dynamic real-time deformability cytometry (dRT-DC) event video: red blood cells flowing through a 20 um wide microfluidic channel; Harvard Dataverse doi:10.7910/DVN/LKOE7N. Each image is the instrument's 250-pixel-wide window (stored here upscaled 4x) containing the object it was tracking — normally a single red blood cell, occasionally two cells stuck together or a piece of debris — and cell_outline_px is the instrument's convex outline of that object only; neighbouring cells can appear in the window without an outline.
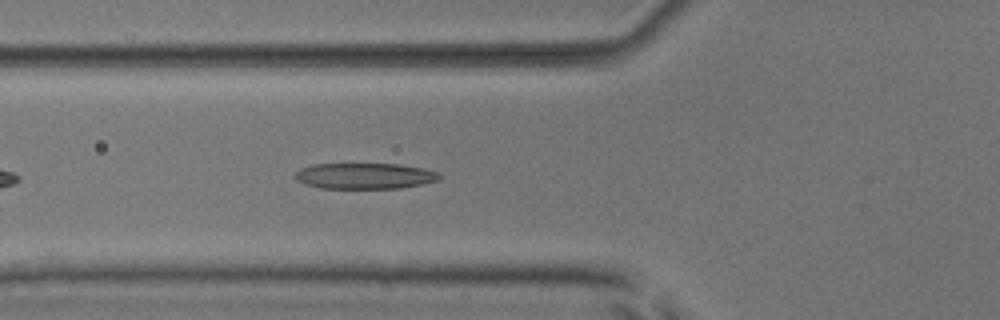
{"species": "common noctule bat (a hibernating species)", "species_latin": "Nyctalus noctula", "temperature_condition": "room temperature", "stored_images_in_passage": 37, "camera_frame_rate_fps": 3000, "um_per_image_px": 0.085, "animal": {"sex": "male", "body_mass_g": 17.9, "forearm_length_mm": 54.2}, "frame": {"image": 1, "passage_image": 6, "time_ms": 1.667, "image_size_px": [1000, 320], "cell_outline_px": [[440, 180], [400, 188], [320, 188], [304, 184], [296, 180], [296, 172], [300, 168], [312, 164], [400, 164], [424, 168], [436, 172], [440, 176]], "centroid_in_image_um": [30.98, 14.95], "position_along_channel_um": 94.8, "area_um2": 21.73}}
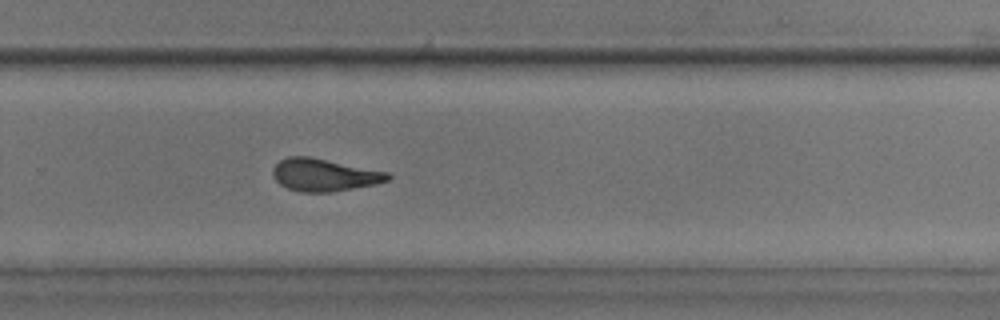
{"frame": {"image": 2, "passage_image": 22, "time_ms": 7.0, "image_size_px": [1000, 320], "cell_outline_px": [[392, 176], [388, 180], [376, 184], [332, 192], [300, 192], [288, 188], [280, 184], [272, 176], [272, 168], [280, 160], [288, 156], [308, 156], [388, 172]], "centroid_in_image_um": [27.53, 14.87], "position_along_channel_um": 302.3, "area_um2": 21.73}, "authors_computed_cell_mechanics": {"area_um2": 21.7328, "velocity_mm_per_s": 3.901, "shape_relaxation_time_tau1_ms": 4.5884, "shape_relaxation_time_tau2_ms": 1.9207, "deformation_change_tau1": 0.1957, "deformation_change_tau2": 0.1208}}